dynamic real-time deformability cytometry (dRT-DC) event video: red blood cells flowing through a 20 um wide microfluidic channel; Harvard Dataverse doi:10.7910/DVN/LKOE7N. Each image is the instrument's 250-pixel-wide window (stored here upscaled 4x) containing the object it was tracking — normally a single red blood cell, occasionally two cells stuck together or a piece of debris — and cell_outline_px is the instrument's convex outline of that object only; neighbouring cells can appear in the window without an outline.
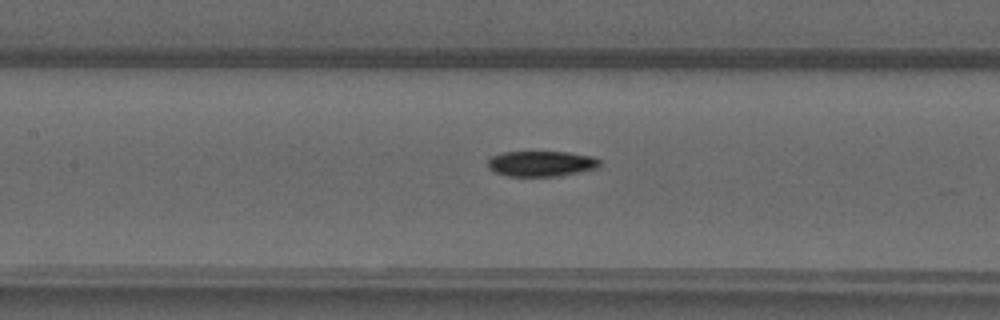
{"species": "common noctule bat (a hibernating species)", "species_latin": "Nyctalus noctula", "temperature_condition": "warm", "stored_images_in_passage": 49, "camera_frame_rate_fps": 3000, "um_per_image_px": 0.085, "animal": {"sex": "male", "forearm_length_mm": 52.5}, "frame": {"image": 1, "passage_image": 23, "time_ms": 7.333, "image_size_px": [1000, 320], "cell_outline_px": [[600, 164], [596, 168], [556, 176], [508, 176], [496, 172], [488, 168], [488, 160], [492, 156], [504, 152], [568, 152], [592, 156], [600, 160]], "centroid_in_image_um": [45.99, 13.9], "position_along_channel_um": 161.4, "area_um2": 16.42}}
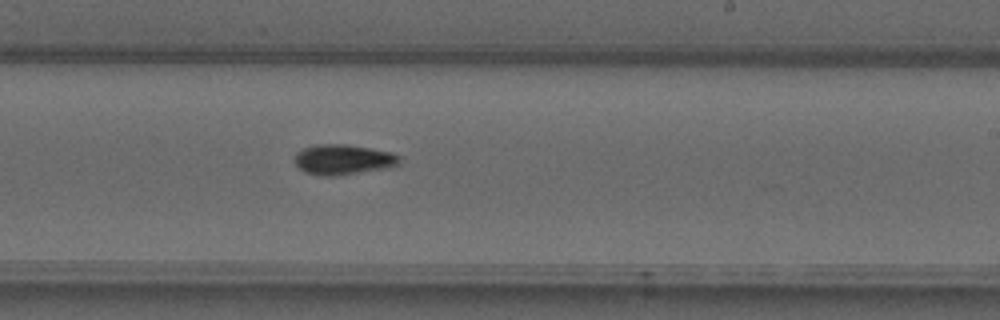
{"frame": {"image": 2, "passage_image": 30, "time_ms": 9.667, "image_size_px": [1000, 320], "cell_outline_px": [[400, 160], [392, 168], [336, 176], [320, 176], [304, 172], [296, 164], [296, 152], [304, 148], [316, 144], [344, 144], [372, 148], [392, 152], [400, 156]], "centroid_in_image_um": [29.2, 13.57], "position_along_channel_um": 259.8, "area_um2": 18.67}}
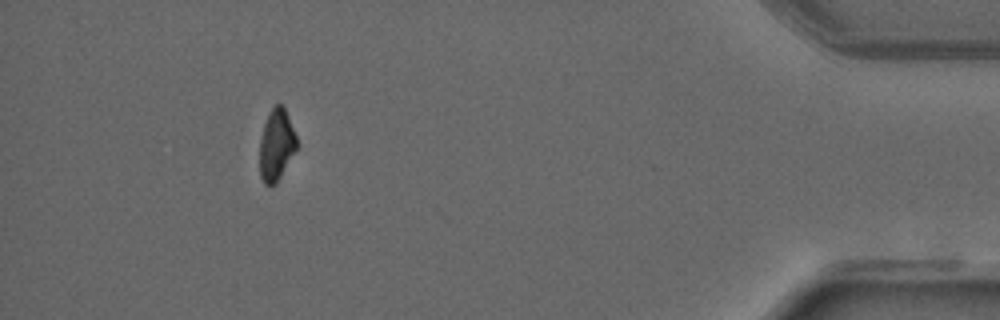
{"frame": {"image": 3, "passage_image": 45, "time_ms": 14.667, "image_size_px": [1000, 320], "cell_outline_px": [[296, 148], [276, 184], [264, 184], [260, 176], [260, 140], [264, 124], [268, 112], [276, 104], [284, 104], [296, 136]], "centroid_in_image_um": [23.48, 12.27], "position_along_channel_um": 411.7, "area_um2": 15.26}}